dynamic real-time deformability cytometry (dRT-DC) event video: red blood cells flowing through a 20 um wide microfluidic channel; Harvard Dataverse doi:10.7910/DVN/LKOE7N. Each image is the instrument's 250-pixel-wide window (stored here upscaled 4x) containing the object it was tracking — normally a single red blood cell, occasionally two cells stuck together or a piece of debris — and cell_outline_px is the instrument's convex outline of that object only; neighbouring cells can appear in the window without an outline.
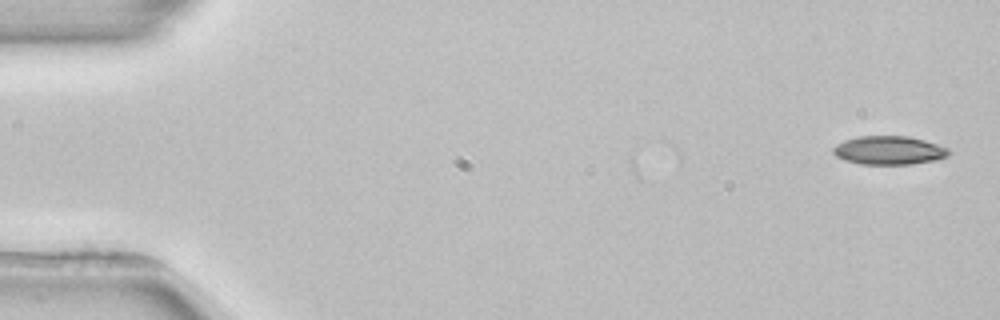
{"species": "common noctule bat (a hibernating species)", "species_latin": "Nyctalus noctula", "temperature_condition": "room temperature", "stored_images_in_passage": 2, "camera_frame_rate_fps": 3000, "um_per_image_px": 0.085, "animal": {"sex": "female", "body_mass_g": 22.7, "forearm_length_mm": 54.2}, "frame": {"image": 1, "passage_image": 2, "time_ms": 1.0, "image_size_px": [1000, 320], "cell_outline_px": [[952, 152], [948, 156], [936, 160], [912, 164], [860, 164], [844, 160], [836, 156], [832, 152], [832, 148], [836, 144], [844, 140], [860, 136], [908, 136], [924, 140], [948, 148]], "centroid_in_image_um": [75.56, 12.78], "position_along_channel_um": 9.4, "area_um2": 19.36}}